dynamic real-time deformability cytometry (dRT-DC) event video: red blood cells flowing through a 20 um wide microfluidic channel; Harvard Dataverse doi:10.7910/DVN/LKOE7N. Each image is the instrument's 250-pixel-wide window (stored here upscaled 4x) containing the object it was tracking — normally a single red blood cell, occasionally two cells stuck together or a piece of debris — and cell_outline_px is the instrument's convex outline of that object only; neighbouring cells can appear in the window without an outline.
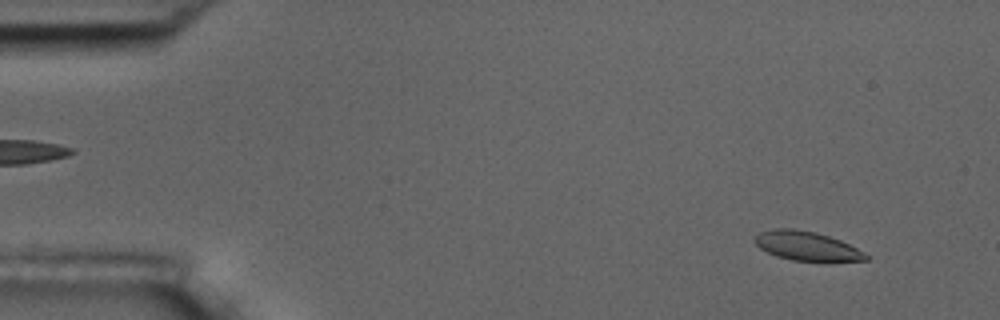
{"species": "common noctule bat (a hibernating species)", "species_latin": "Nyctalus noctula", "temperature_condition": "room temperature", "stored_images_in_passage": 55, "camera_frame_rate_fps": 3000, "um_per_image_px": 0.085, "animal": {"sex": "male", "body_mass_g": 17.5, "forearm_length_mm": 52.3}, "frame": {"image": 1, "passage_image": 4, "time_ms": 1.0, "image_size_px": [1000, 320], "cell_outline_px": [[868, 260], [792, 260], [776, 256], [760, 248], [752, 240], [760, 232], [772, 228], [792, 228], [816, 232], [840, 240], [856, 248], [868, 256]], "centroid_in_image_um": [68.49, 20.88], "position_along_channel_um": 16.5, "area_um2": 18.44}}
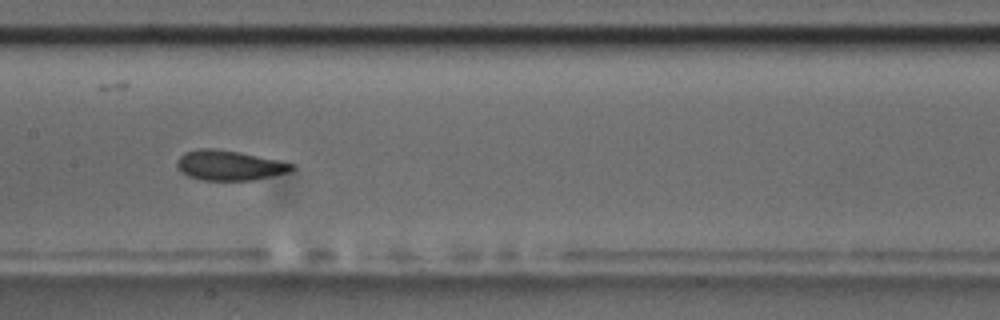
{"frame": {"image": 2, "passage_image": 27, "time_ms": 8.667, "image_size_px": [1000, 320], "cell_outline_px": [[292, 168], [288, 172], [252, 180], [200, 180], [188, 176], [180, 172], [176, 168], [176, 160], [184, 152], [200, 148], [212, 148], [240, 152], [276, 160], [292, 164]], "centroid_in_image_um": [19.38, 14.05], "position_along_channel_um": 188.0, "area_um2": 19.88}}
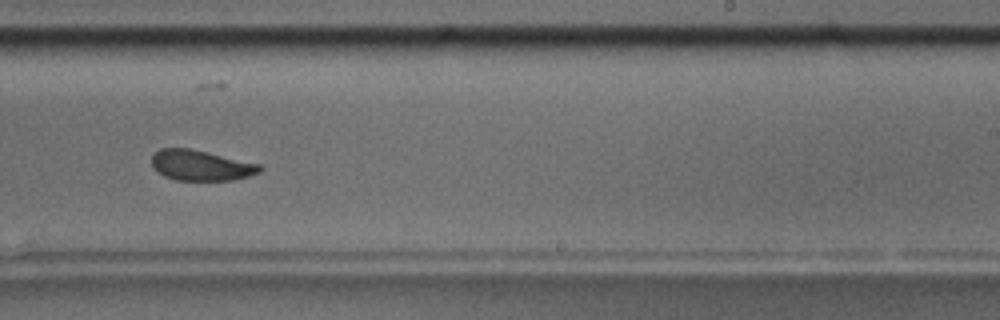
{"frame": {"image": 3, "passage_image": 34, "time_ms": 11.0, "image_size_px": [1000, 320], "cell_outline_px": [[264, 168], [260, 172], [248, 176], [232, 180], [176, 180], [164, 176], [152, 168], [152, 156], [160, 148], [192, 148], [260, 164]], "centroid_in_image_um": [17.08, 14.05], "position_along_channel_um": 271.9, "area_um2": 19.31}, "authors_computed_cell_mechanics": {"area_um2": 19.8832, "velocity_mm_per_s": 3.6088, "shape_relaxation_time_tau1_ms": 6.4611, "shape_relaxation_time_tau2_ms": 1.5108, "deformation_change_tau1": 0.1296, "deformation_change_tau2": 0.0572}}